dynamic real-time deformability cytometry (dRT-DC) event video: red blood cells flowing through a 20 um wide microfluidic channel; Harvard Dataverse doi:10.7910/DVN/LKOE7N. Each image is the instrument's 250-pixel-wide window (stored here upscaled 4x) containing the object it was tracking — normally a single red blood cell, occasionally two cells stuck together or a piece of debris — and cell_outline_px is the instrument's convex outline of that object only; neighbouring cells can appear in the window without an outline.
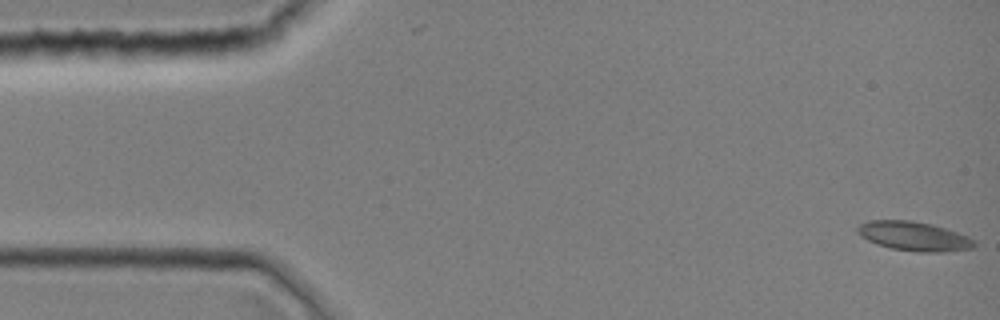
{"species": "common noctule bat (a hibernating species)", "species_latin": "Nyctalus noctula", "temperature_condition": "room temperature", "stored_images_in_passage": 1, "camera_frame_rate_fps": 3000, "um_per_image_px": 0.085, "animal": {"sex": "female", "body_mass_g": 19.0, "forearm_length_mm": 51.5}, "frame": {"image": 1, "passage_image": 1, "time_ms": 0.0, "image_size_px": [1000, 320], "cell_outline_px": [[976, 244], [972, 248], [944, 252], [920, 252], [892, 248], [876, 244], [860, 236], [856, 232], [856, 228], [860, 224], [868, 220], [912, 220], [932, 224], [968, 236], [976, 240]], "centroid_in_image_um": [77.67, 20.07], "position_along_channel_um": 7.3, "area_um2": 19.94}}